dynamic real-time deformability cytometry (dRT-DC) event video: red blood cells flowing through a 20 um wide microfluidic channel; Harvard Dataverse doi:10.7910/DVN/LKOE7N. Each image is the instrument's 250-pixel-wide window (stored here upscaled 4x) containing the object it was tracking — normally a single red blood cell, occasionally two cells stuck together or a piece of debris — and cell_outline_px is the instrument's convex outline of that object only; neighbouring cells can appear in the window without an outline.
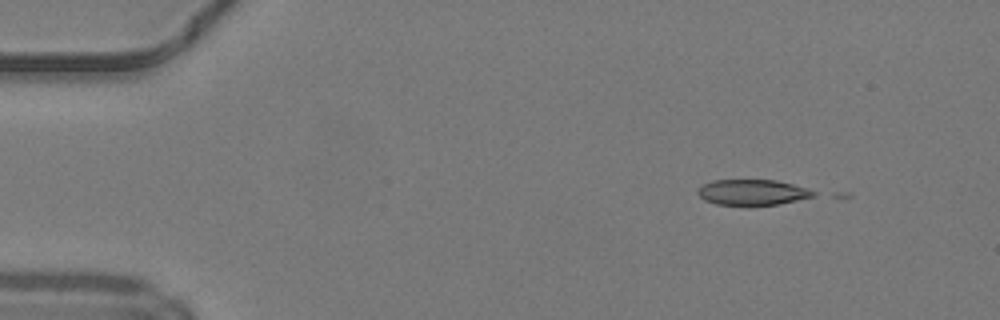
{"species": "common noctule bat (a hibernating species)", "species_latin": "Nyctalus noctula", "temperature_condition": "warm", "stored_images_in_passage": 5, "camera_frame_rate_fps": 3000, "um_per_image_px": 0.085, "animal": {"sex": "male", "body_mass_g": 19.2, "forearm_length_mm": 51.8}, "frame": {"image": 1, "passage_image": 1, "time_ms": 0.0, "image_size_px": [1000, 320], "cell_outline_px": [[816, 196], [780, 204], [748, 208], [716, 204], [704, 200], [696, 192], [696, 188], [712, 180], [776, 180], [808, 188], [816, 192]], "centroid_in_image_um": [63.94, 16.39], "position_along_channel_um": 21.1, "area_um2": 18.09}}